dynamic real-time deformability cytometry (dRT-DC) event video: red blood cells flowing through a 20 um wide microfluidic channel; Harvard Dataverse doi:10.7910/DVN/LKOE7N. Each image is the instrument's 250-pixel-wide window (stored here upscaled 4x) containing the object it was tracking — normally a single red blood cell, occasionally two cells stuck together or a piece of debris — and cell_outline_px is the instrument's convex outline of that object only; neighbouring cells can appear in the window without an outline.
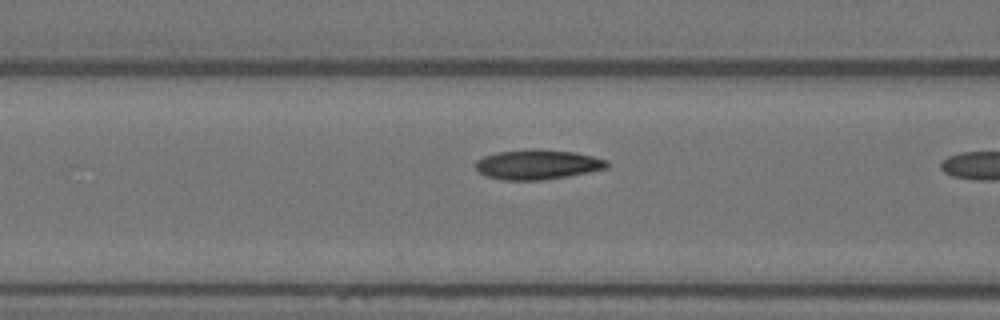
{"species": "Egyptian fruit bat (a non-hibernating species)", "species_latin": "Rousettus aegyptiacus", "temperature_condition": "warm", "stored_images_in_passage": 16, "camera_frame_rate_fps": 3000, "um_per_image_px": 0.085, "animal": {"sex": "female"}, "frame": {"image": 1, "passage_image": 15, "time_ms": 4.667, "image_size_px": [1000, 320], "cell_outline_px": [[608, 168], [568, 176], [540, 180], [504, 180], [488, 176], [480, 172], [476, 168], [476, 160], [484, 156], [496, 152], [528, 148], [536, 148], [572, 152], [592, 156], [608, 160]], "centroid_in_image_um": [45.68, 13.97], "position_along_channel_um": 120.9, "area_um2": 22.83}}